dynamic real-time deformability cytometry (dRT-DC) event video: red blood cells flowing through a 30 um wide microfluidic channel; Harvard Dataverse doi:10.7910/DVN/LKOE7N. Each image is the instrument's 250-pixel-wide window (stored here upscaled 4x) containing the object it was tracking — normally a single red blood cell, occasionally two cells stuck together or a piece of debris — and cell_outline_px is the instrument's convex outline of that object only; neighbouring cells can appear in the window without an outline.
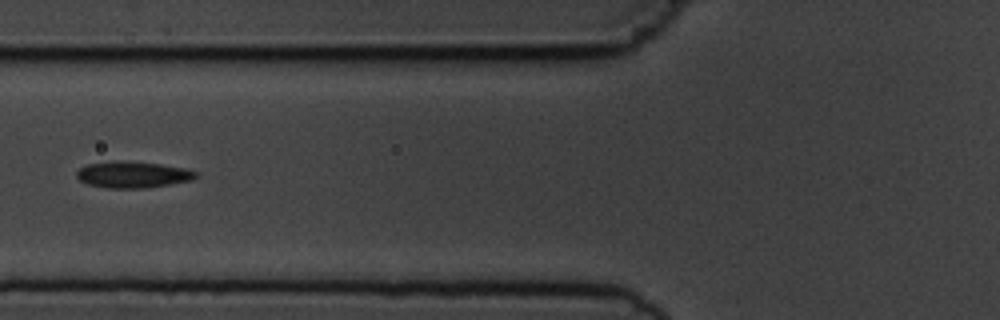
{"species": "common noctule bat (a hibernating species)", "species_latin": "Nyctalus noctula", "temperature_condition": "cold", "stored_images_in_passage": 9, "camera_frame_rate_fps": 3000, "um_per_image_px": 0.085, "animal": {"sex": "male", "body_mass_g": 19.5, "forearm_length_mm": 54.6}, "frame": {"image": 1, "passage_image": 6, "time_ms": 6.667, "image_size_px": [1000, 320], "cell_outline_px": [[196, 176], [192, 180], [144, 188], [108, 188], [88, 184], [80, 180], [76, 176], [76, 172], [80, 168], [88, 164], [160, 164], [184, 168], [196, 172]], "centroid_in_image_um": [11.3, 14.9], "position_along_channel_um": 114.5, "area_um2": 17.05}}
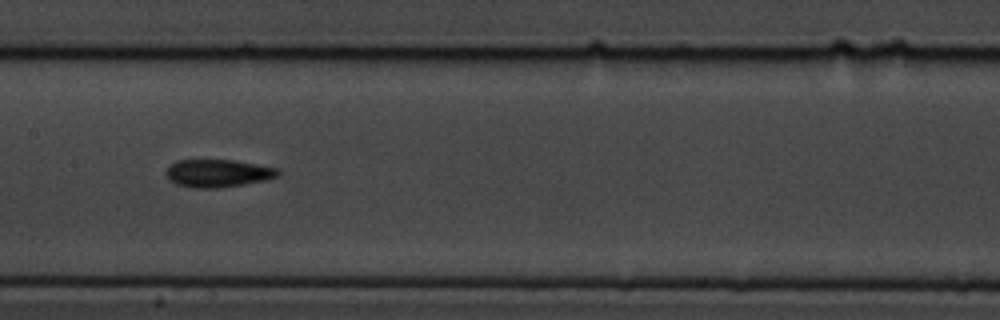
{"frame": {"image": 2, "passage_image": 8, "time_ms": 8.667, "image_size_px": [1000, 320], "cell_outline_px": [[280, 176], [268, 180], [220, 188], [196, 188], [176, 184], [168, 180], [164, 172], [176, 160], [236, 160], [280, 168]], "centroid_in_image_um": [18.57, 14.73], "position_along_channel_um": 188.8, "area_um2": 18.44}}
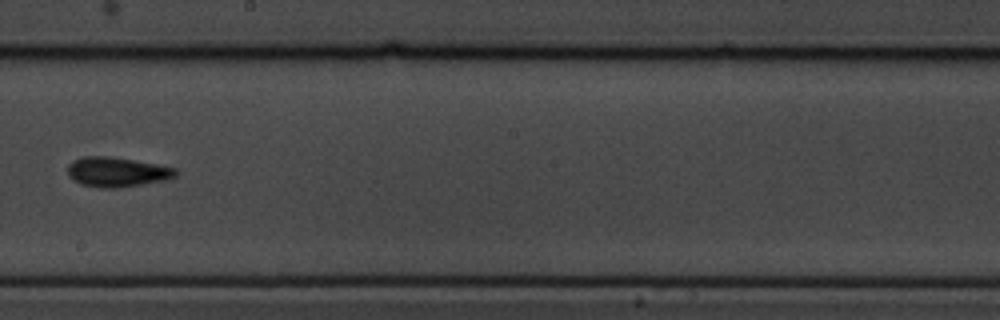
{"frame": {"image": 3, "passage_image": 9, "time_ms": 10.0, "image_size_px": [1000, 320], "cell_outline_px": [[180, 172], [176, 176], [164, 180], [116, 188], [100, 188], [80, 184], [72, 180], [68, 176], [68, 164], [72, 160], [84, 156], [108, 156], [156, 164], [176, 168]], "centroid_in_image_um": [9.9, 14.62], "position_along_channel_um": 238.3, "area_um2": 18.73}}